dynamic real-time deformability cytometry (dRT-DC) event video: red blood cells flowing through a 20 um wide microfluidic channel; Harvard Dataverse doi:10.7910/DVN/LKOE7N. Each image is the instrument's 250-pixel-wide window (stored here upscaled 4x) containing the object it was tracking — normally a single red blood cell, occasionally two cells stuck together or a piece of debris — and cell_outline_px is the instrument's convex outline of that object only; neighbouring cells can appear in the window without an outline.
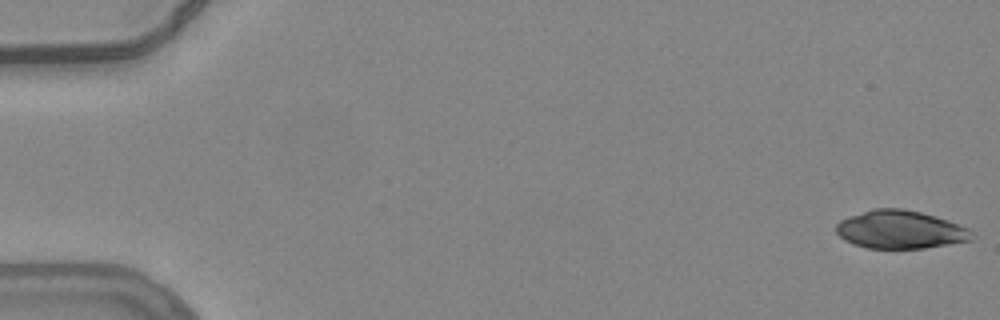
{"species": "common noctule bat (a hibernating species)", "species_latin": "Nyctalus noctula", "temperature_condition": "warm", "stored_images_in_passage": 10, "camera_frame_rate_fps": 3000, "um_per_image_px": 0.085, "animal": {"sex": "female", "body_mass_g": 24.6, "forearm_length_mm": 56.2}, "frame": {"image": 1, "passage_image": 1, "time_ms": 0.0, "image_size_px": [1000, 320], "cell_outline_px": [[976, 236], [972, 240], [924, 248], [868, 248], [852, 244], [844, 240], [836, 232], [836, 224], [840, 220], [848, 216], [872, 208], [904, 208], [936, 216], [948, 220], [968, 228], [976, 232]], "centroid_in_image_um": [76.54, 19.51], "position_along_channel_um": 8.5, "area_um2": 30.46}}